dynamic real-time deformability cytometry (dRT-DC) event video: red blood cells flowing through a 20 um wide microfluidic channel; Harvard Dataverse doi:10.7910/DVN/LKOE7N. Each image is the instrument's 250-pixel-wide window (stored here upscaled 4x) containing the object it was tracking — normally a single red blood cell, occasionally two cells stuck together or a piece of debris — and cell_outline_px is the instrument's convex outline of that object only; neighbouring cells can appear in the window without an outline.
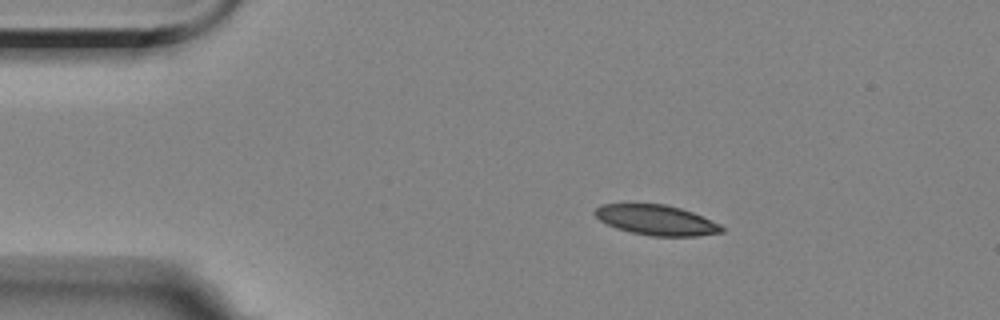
{"species": "Egyptian fruit bat (a non-hibernating species)", "species_latin": "Rousettus aegyptiacus", "temperature_condition": "room temperature", "stored_images_in_passage": 5, "camera_frame_rate_fps": 3000, "um_per_image_px": 0.085, "animal": {"sex": "female"}, "frame": {"image": 1, "passage_image": 2, "time_ms": 1.333, "image_size_px": [1000, 320], "cell_outline_px": [[724, 232], [696, 236], [652, 236], [632, 232], [616, 228], [600, 220], [592, 212], [600, 204], [668, 204], [692, 212], [720, 224], [724, 228]], "centroid_in_image_um": [55.79, 18.7], "position_along_channel_um": 29.2, "area_um2": 22.2}}
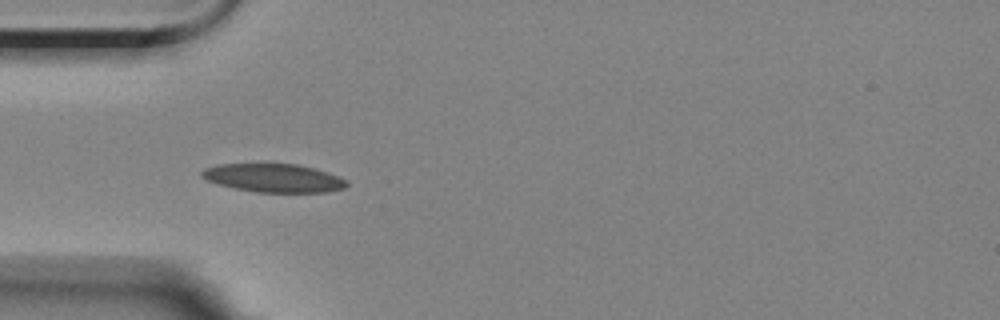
{"frame": {"image": 2, "passage_image": 4, "time_ms": 3.667, "image_size_px": [1000, 320], "cell_outline_px": [[348, 184], [344, 188], [328, 192], [256, 192], [236, 188], [220, 184], [208, 180], [200, 176], [200, 172], [204, 168], [216, 164], [268, 160], [296, 164], [328, 172], [348, 180]], "centroid_in_image_um": [23.22, 15.07], "position_along_channel_um": 61.8, "area_um2": 25.03}}
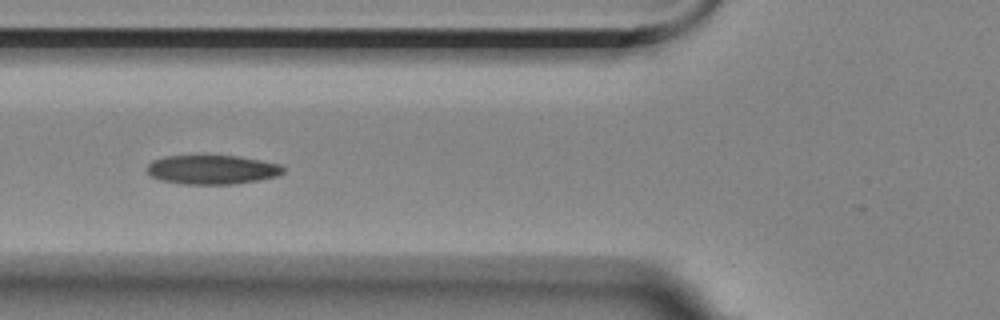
{"frame": {"image": 3, "passage_image": 5, "time_ms": 5.0, "image_size_px": [1000, 320], "cell_outline_px": [[284, 172], [276, 176], [236, 184], [184, 184], [160, 180], [152, 176], [148, 172], [148, 164], [152, 160], [164, 156], [236, 156], [260, 160], [280, 164], [284, 168]], "centroid_in_image_um": [18.02, 14.42], "position_along_channel_um": 107.8, "area_um2": 22.95}}